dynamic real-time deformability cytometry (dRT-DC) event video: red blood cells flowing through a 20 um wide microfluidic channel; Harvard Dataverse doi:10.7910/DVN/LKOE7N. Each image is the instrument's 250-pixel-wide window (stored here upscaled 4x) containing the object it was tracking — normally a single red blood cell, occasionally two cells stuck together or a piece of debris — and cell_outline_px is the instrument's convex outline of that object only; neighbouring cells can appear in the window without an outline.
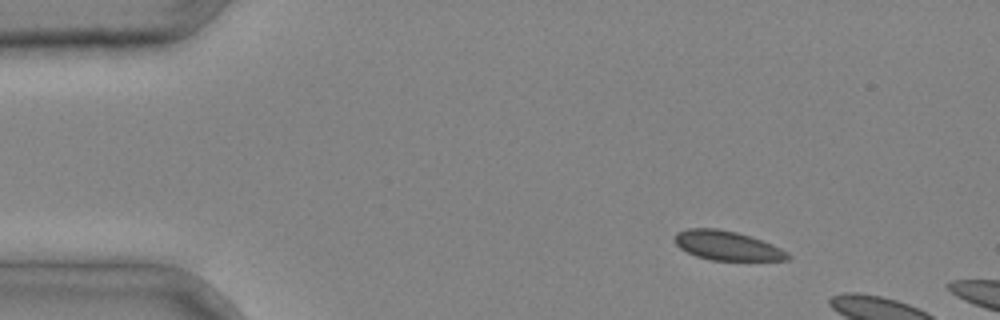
{"species": "common noctule bat (a hibernating species)", "species_latin": "Nyctalus noctula", "temperature_condition": "cold", "stored_images_in_passage": 3, "camera_frame_rate_fps": 3000, "um_per_image_px": 0.085, "animal": {"sex": "male", "body_mass_g": 20.4}, "frame": {"image": 1, "passage_image": 1, "time_ms": 0.0, "image_size_px": [1000, 320], "cell_outline_px": [[792, 256], [788, 260], [712, 260], [696, 256], [680, 248], [676, 244], [676, 232], [688, 228], [716, 228], [736, 232], [752, 236], [772, 244], [788, 252]], "centroid_in_image_um": [61.83, 20.87], "position_along_channel_um": 23.2, "area_um2": 19.25}}